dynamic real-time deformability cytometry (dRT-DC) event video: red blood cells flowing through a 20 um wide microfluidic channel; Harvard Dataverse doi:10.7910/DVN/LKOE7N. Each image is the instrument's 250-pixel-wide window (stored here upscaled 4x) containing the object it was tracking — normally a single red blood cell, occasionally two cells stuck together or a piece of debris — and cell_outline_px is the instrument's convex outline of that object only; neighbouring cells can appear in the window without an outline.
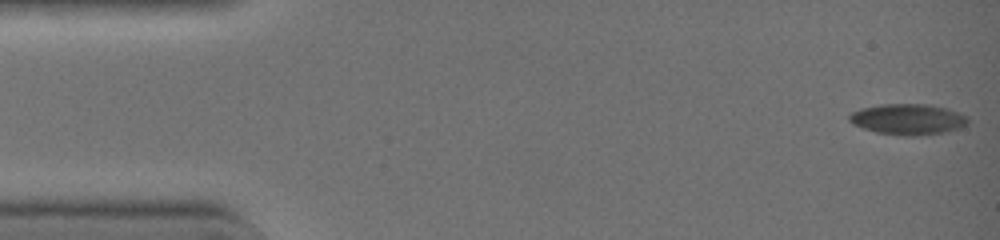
{"species": "common noctule bat (a hibernating species)", "species_latin": "Nyctalus noctula", "temperature_condition": "warm", "stored_images_in_passage": 44, "camera_frame_rate_fps": 3000, "um_per_image_px": 0.085, "animal": {"sex": "female", "body_mass_g": 19.0, "forearm_length_mm": 51.5}, "frame": {"image": 1, "passage_image": 1, "time_ms": 0.0, "image_size_px": [1000, 240], "cell_outline_px": [[968, 120], [964, 124], [956, 128], [940, 132], [912, 136], [876, 132], [864, 128], [848, 120], [848, 116], [852, 112], [864, 108], [880, 104], [924, 104], [944, 108], [956, 112], [964, 116]], "centroid_in_image_um": [77.1, 10.12], "position_along_channel_um": 7.9, "area_um2": 20.4}}
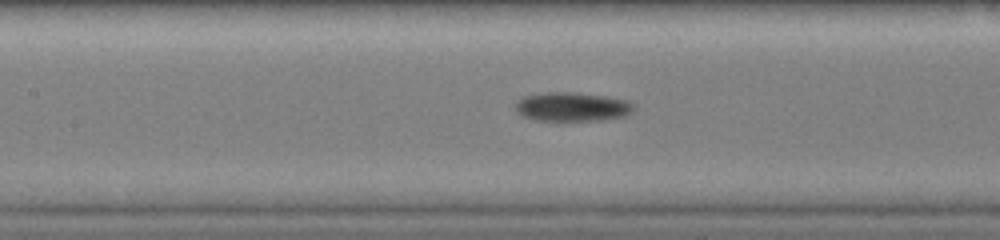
{"frame": {"image": 2, "passage_image": 20, "time_ms": 6.333, "image_size_px": [1000, 240], "cell_outline_px": [[632, 108], [624, 116], [600, 120], [564, 124], [556, 124], [536, 120], [520, 116], [516, 108], [516, 104], [524, 96], [544, 92], [572, 92], [604, 96], [624, 100], [632, 104]], "centroid_in_image_um": [48.53, 9.14], "position_along_channel_um": 158.9, "area_um2": 20.58}}
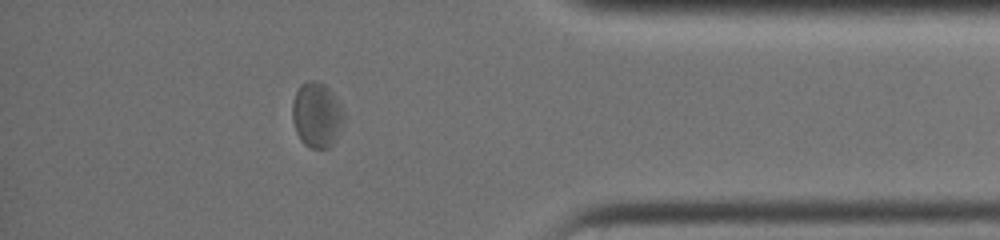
{"frame": {"image": 3, "passage_image": 38, "time_ms": 12.333, "image_size_px": [1000, 240], "cell_outline_px": [[344, 120], [336, 140], [328, 148], [312, 148], [304, 144], [300, 140], [296, 132], [292, 120], [292, 100], [300, 84], [308, 80], [316, 80], [324, 84], [332, 92], [340, 104], [344, 112]], "centroid_in_image_um": [26.91, 9.76], "position_along_channel_um": 408.3, "area_um2": 19.77}, "authors_computed_cell_mechanics": {"area_um2": 19.5942, "velocity_mm_per_s": 4.4205, "shape_relaxation_time_tau1_ms": 3.9881, "shape_relaxation_time_tau2_ms": 1.7575, "deformation_change_tau1": 0.1008, "deformation_change_tau2": 0.0551}}